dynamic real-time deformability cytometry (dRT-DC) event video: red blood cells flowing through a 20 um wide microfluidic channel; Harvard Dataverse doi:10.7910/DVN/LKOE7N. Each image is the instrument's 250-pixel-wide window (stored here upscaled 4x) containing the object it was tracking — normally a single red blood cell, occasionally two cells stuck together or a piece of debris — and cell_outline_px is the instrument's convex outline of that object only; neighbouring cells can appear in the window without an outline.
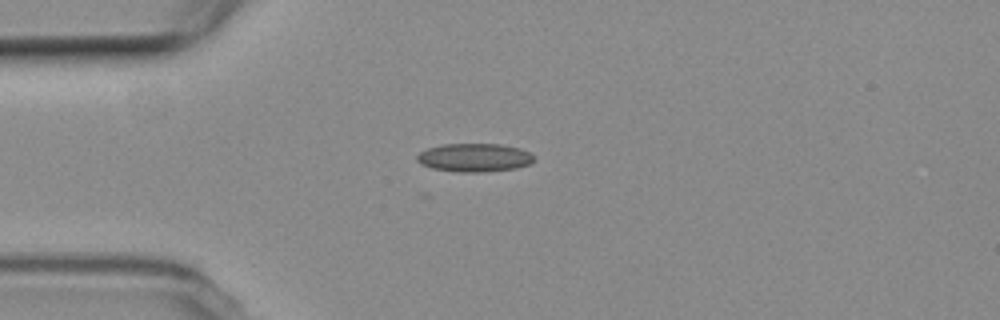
{"species": "common noctule bat (a hibernating species)", "species_latin": "Nyctalus noctula", "temperature_condition": "room temperature", "stored_images_in_passage": 35, "camera_frame_rate_fps": 3000, "um_per_image_px": 0.085, "animal": {"sex": "female", "body_mass_g": 19.3, "forearm_length_mm": 54.1}, "frame": {"image": 1, "passage_image": 1, "time_ms": 0.0, "image_size_px": [1000, 320], "cell_outline_px": [[536, 160], [528, 164], [516, 168], [484, 172], [456, 172], [432, 168], [420, 164], [416, 160], [416, 156], [420, 152], [428, 148], [440, 144], [500, 144], [520, 148], [528, 152]], "centroid_in_image_um": [40.29, 13.4], "position_along_channel_um": 44.7, "area_um2": 19.42}}
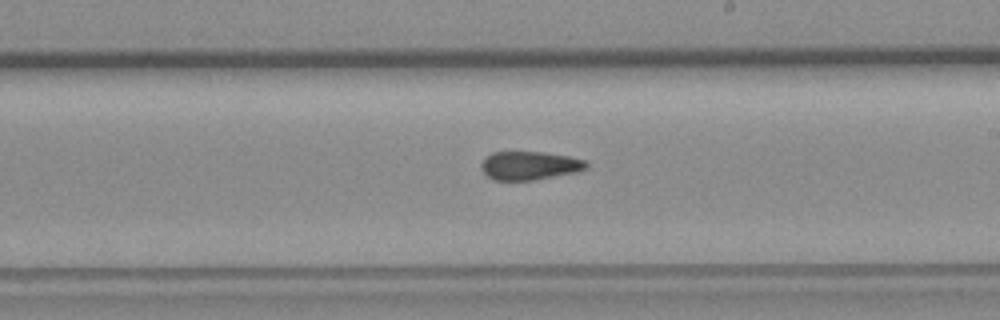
{"frame": {"image": 2, "passage_image": 18, "time_ms": 5.667, "image_size_px": [1000, 320], "cell_outline_px": [[588, 168], [576, 172], [532, 180], [492, 180], [480, 168], [480, 164], [492, 152], [544, 152], [568, 156], [584, 160], [588, 164]], "centroid_in_image_um": [45.01, 14.07], "position_along_channel_um": 244.0, "area_um2": 17.34}}
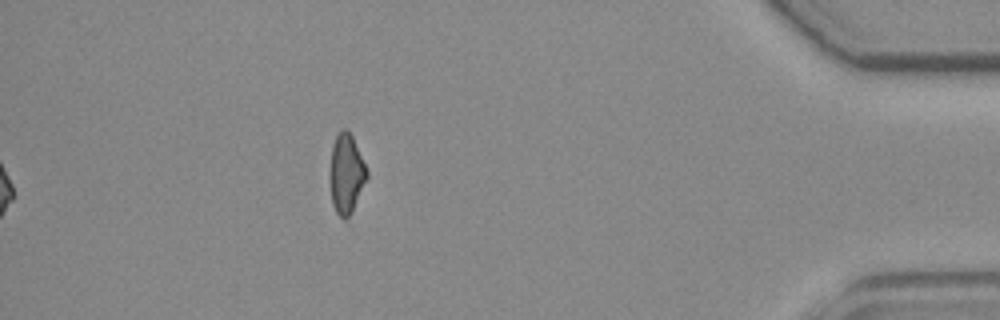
{"frame": {"image": 3, "passage_image": 35, "time_ms": 11.333, "image_size_px": [1000, 320], "cell_outline_px": [[368, 176], [352, 212], [344, 220], [336, 212], [332, 204], [328, 176], [332, 144], [336, 136], [344, 128], [352, 136], [368, 172]], "centroid_in_image_um": [29.4, 14.79], "position_along_channel_um": 405.8, "area_um2": 17.17}, "authors_computed_cell_mechanics": {"area_um2": 17.918, "velocity_mm_per_s": 3.8176, "shape_relaxation_time_tau1_ms": null, "shape_relaxation_time_tau2_ms": 2.9613, "deformation_change_tau1": null, "deformation_change_tau2": 0.107}}